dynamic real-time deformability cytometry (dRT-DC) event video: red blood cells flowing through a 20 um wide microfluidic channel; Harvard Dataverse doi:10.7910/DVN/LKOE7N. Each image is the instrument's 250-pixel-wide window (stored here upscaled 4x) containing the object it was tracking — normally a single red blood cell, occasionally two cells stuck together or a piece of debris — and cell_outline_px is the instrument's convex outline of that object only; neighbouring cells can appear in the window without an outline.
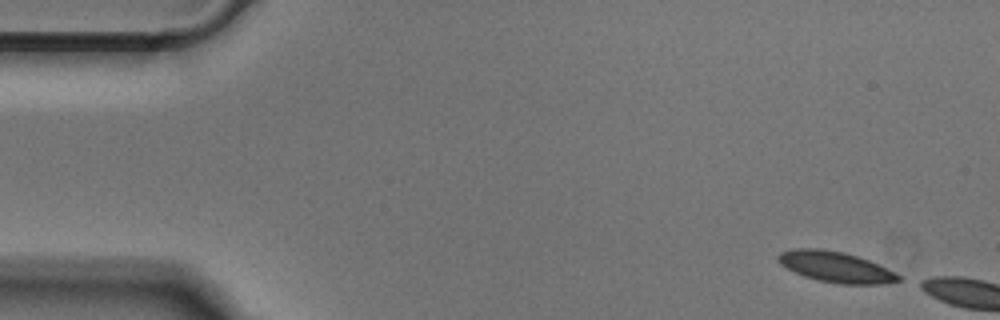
{"species": "Egyptian fruit bat (a non-hibernating species)", "species_latin": "Rousettus aegyptiacus", "temperature_condition": "cold", "stored_images_in_passage": 4, "camera_frame_rate_fps": 3000, "um_per_image_px": 0.085, "animal": {"sex": "male"}, "frame": {"image": 1, "passage_image": 1, "time_ms": 0.0, "image_size_px": [1000, 320], "cell_outline_px": [[900, 280], [884, 284], [840, 284], [816, 280], [804, 276], [780, 264], [776, 260], [776, 256], [780, 252], [796, 248], [820, 248], [844, 252], [868, 260], [900, 276]], "centroid_in_image_um": [70.97, 22.68], "position_along_channel_um": 14.0, "area_um2": 21.33}}